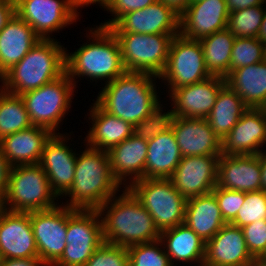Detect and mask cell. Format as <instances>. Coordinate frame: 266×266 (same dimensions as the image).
<instances>
[{
  "label": "cell",
  "mask_w": 266,
  "mask_h": 266,
  "mask_svg": "<svg viewBox=\"0 0 266 266\" xmlns=\"http://www.w3.org/2000/svg\"><path fill=\"white\" fill-rule=\"evenodd\" d=\"M123 190L98 209L104 242L128 248L160 239L161 232L150 213L128 188Z\"/></svg>",
  "instance_id": "6da1fadb"
},
{
  "label": "cell",
  "mask_w": 266,
  "mask_h": 266,
  "mask_svg": "<svg viewBox=\"0 0 266 266\" xmlns=\"http://www.w3.org/2000/svg\"><path fill=\"white\" fill-rule=\"evenodd\" d=\"M157 78L160 80L149 73L126 71L105 84L95 102L107 113L134 126L161 103L156 89Z\"/></svg>",
  "instance_id": "7a4b0ae2"
},
{
  "label": "cell",
  "mask_w": 266,
  "mask_h": 266,
  "mask_svg": "<svg viewBox=\"0 0 266 266\" xmlns=\"http://www.w3.org/2000/svg\"><path fill=\"white\" fill-rule=\"evenodd\" d=\"M81 153H77L73 185L64 195L70 199L63 205L73 209L98 210L117 195L121 186L111 173L107 151L86 146Z\"/></svg>",
  "instance_id": "3957f363"
},
{
  "label": "cell",
  "mask_w": 266,
  "mask_h": 266,
  "mask_svg": "<svg viewBox=\"0 0 266 266\" xmlns=\"http://www.w3.org/2000/svg\"><path fill=\"white\" fill-rule=\"evenodd\" d=\"M91 29L86 36L92 42L84 43L73 53H65L66 73L74 84L75 77H88L92 81L107 79L104 83L107 84L126 72L113 32L100 26Z\"/></svg>",
  "instance_id": "277c9868"
},
{
  "label": "cell",
  "mask_w": 266,
  "mask_h": 266,
  "mask_svg": "<svg viewBox=\"0 0 266 266\" xmlns=\"http://www.w3.org/2000/svg\"><path fill=\"white\" fill-rule=\"evenodd\" d=\"M54 38L41 39L1 77L3 90L15 95L38 89L66 72V49Z\"/></svg>",
  "instance_id": "5b68a950"
},
{
  "label": "cell",
  "mask_w": 266,
  "mask_h": 266,
  "mask_svg": "<svg viewBox=\"0 0 266 266\" xmlns=\"http://www.w3.org/2000/svg\"><path fill=\"white\" fill-rule=\"evenodd\" d=\"M59 199L39 164L15 165L10 168L4 208L13 212L47 210Z\"/></svg>",
  "instance_id": "8992f818"
},
{
  "label": "cell",
  "mask_w": 266,
  "mask_h": 266,
  "mask_svg": "<svg viewBox=\"0 0 266 266\" xmlns=\"http://www.w3.org/2000/svg\"><path fill=\"white\" fill-rule=\"evenodd\" d=\"M76 85L65 72L59 78L38 89L20 95L26 106L30 122L57 133L60 122L71 108Z\"/></svg>",
  "instance_id": "52a82bcc"
},
{
  "label": "cell",
  "mask_w": 266,
  "mask_h": 266,
  "mask_svg": "<svg viewBox=\"0 0 266 266\" xmlns=\"http://www.w3.org/2000/svg\"><path fill=\"white\" fill-rule=\"evenodd\" d=\"M127 188L150 213L160 232L184 223L186 199L170 179H140Z\"/></svg>",
  "instance_id": "ba28073f"
},
{
  "label": "cell",
  "mask_w": 266,
  "mask_h": 266,
  "mask_svg": "<svg viewBox=\"0 0 266 266\" xmlns=\"http://www.w3.org/2000/svg\"><path fill=\"white\" fill-rule=\"evenodd\" d=\"M103 243L102 221L98 210L67 207V245L52 266H85Z\"/></svg>",
  "instance_id": "9c48e42d"
},
{
  "label": "cell",
  "mask_w": 266,
  "mask_h": 266,
  "mask_svg": "<svg viewBox=\"0 0 266 266\" xmlns=\"http://www.w3.org/2000/svg\"><path fill=\"white\" fill-rule=\"evenodd\" d=\"M126 71L159 77L165 70L171 41L178 34L113 33Z\"/></svg>",
  "instance_id": "30bf717a"
},
{
  "label": "cell",
  "mask_w": 266,
  "mask_h": 266,
  "mask_svg": "<svg viewBox=\"0 0 266 266\" xmlns=\"http://www.w3.org/2000/svg\"><path fill=\"white\" fill-rule=\"evenodd\" d=\"M211 75L206 70L199 40L187 39L181 34L173 37L164 72L159 76L168 90L201 82ZM167 81V82H166Z\"/></svg>",
  "instance_id": "8fae6325"
},
{
  "label": "cell",
  "mask_w": 266,
  "mask_h": 266,
  "mask_svg": "<svg viewBox=\"0 0 266 266\" xmlns=\"http://www.w3.org/2000/svg\"><path fill=\"white\" fill-rule=\"evenodd\" d=\"M77 0H16L15 14L41 39L71 25L79 18ZM78 18V19H77Z\"/></svg>",
  "instance_id": "7c38bea8"
},
{
  "label": "cell",
  "mask_w": 266,
  "mask_h": 266,
  "mask_svg": "<svg viewBox=\"0 0 266 266\" xmlns=\"http://www.w3.org/2000/svg\"><path fill=\"white\" fill-rule=\"evenodd\" d=\"M30 222L38 256L47 266H52L67 245V206L62 203L47 210L32 211Z\"/></svg>",
  "instance_id": "4fadbf2b"
},
{
  "label": "cell",
  "mask_w": 266,
  "mask_h": 266,
  "mask_svg": "<svg viewBox=\"0 0 266 266\" xmlns=\"http://www.w3.org/2000/svg\"><path fill=\"white\" fill-rule=\"evenodd\" d=\"M109 29L113 33L180 34V14L161 1L127 12Z\"/></svg>",
  "instance_id": "5bb4252c"
},
{
  "label": "cell",
  "mask_w": 266,
  "mask_h": 266,
  "mask_svg": "<svg viewBox=\"0 0 266 266\" xmlns=\"http://www.w3.org/2000/svg\"><path fill=\"white\" fill-rule=\"evenodd\" d=\"M220 156L182 157L170 178L176 190L186 200L211 193L217 185L218 160Z\"/></svg>",
  "instance_id": "9a60e30c"
},
{
  "label": "cell",
  "mask_w": 266,
  "mask_h": 266,
  "mask_svg": "<svg viewBox=\"0 0 266 266\" xmlns=\"http://www.w3.org/2000/svg\"><path fill=\"white\" fill-rule=\"evenodd\" d=\"M68 138V139H67ZM69 137L53 133L44 145L39 165L46 173L52 191L61 198L73 185L76 149L66 144Z\"/></svg>",
  "instance_id": "2e32d148"
},
{
  "label": "cell",
  "mask_w": 266,
  "mask_h": 266,
  "mask_svg": "<svg viewBox=\"0 0 266 266\" xmlns=\"http://www.w3.org/2000/svg\"><path fill=\"white\" fill-rule=\"evenodd\" d=\"M225 84V78L210 76L201 82L168 90L173 116L206 119Z\"/></svg>",
  "instance_id": "e0dca14e"
},
{
  "label": "cell",
  "mask_w": 266,
  "mask_h": 266,
  "mask_svg": "<svg viewBox=\"0 0 266 266\" xmlns=\"http://www.w3.org/2000/svg\"><path fill=\"white\" fill-rule=\"evenodd\" d=\"M266 145V109L248 108L221 141L223 155H258Z\"/></svg>",
  "instance_id": "ac0fdd59"
},
{
  "label": "cell",
  "mask_w": 266,
  "mask_h": 266,
  "mask_svg": "<svg viewBox=\"0 0 266 266\" xmlns=\"http://www.w3.org/2000/svg\"><path fill=\"white\" fill-rule=\"evenodd\" d=\"M228 16L225 0L193 1L180 14V34L187 39L200 40L226 29Z\"/></svg>",
  "instance_id": "d6986e66"
},
{
  "label": "cell",
  "mask_w": 266,
  "mask_h": 266,
  "mask_svg": "<svg viewBox=\"0 0 266 266\" xmlns=\"http://www.w3.org/2000/svg\"><path fill=\"white\" fill-rule=\"evenodd\" d=\"M242 228L226 223L206 242L203 266H252Z\"/></svg>",
  "instance_id": "ffe728a7"
},
{
  "label": "cell",
  "mask_w": 266,
  "mask_h": 266,
  "mask_svg": "<svg viewBox=\"0 0 266 266\" xmlns=\"http://www.w3.org/2000/svg\"><path fill=\"white\" fill-rule=\"evenodd\" d=\"M0 250L6 258L39 257L30 212L4 210L0 215Z\"/></svg>",
  "instance_id": "44dd1931"
},
{
  "label": "cell",
  "mask_w": 266,
  "mask_h": 266,
  "mask_svg": "<svg viewBox=\"0 0 266 266\" xmlns=\"http://www.w3.org/2000/svg\"><path fill=\"white\" fill-rule=\"evenodd\" d=\"M170 128L183 157L221 155V140L207 119L174 116Z\"/></svg>",
  "instance_id": "7402d4cb"
},
{
  "label": "cell",
  "mask_w": 266,
  "mask_h": 266,
  "mask_svg": "<svg viewBox=\"0 0 266 266\" xmlns=\"http://www.w3.org/2000/svg\"><path fill=\"white\" fill-rule=\"evenodd\" d=\"M217 187L240 192L261 190L258 155H223L218 160Z\"/></svg>",
  "instance_id": "603a6c76"
},
{
  "label": "cell",
  "mask_w": 266,
  "mask_h": 266,
  "mask_svg": "<svg viewBox=\"0 0 266 266\" xmlns=\"http://www.w3.org/2000/svg\"><path fill=\"white\" fill-rule=\"evenodd\" d=\"M147 152V140L134 134L108 151L111 173L121 187L123 184L127 188L133 182L145 179Z\"/></svg>",
  "instance_id": "cb8c5ba5"
},
{
  "label": "cell",
  "mask_w": 266,
  "mask_h": 266,
  "mask_svg": "<svg viewBox=\"0 0 266 266\" xmlns=\"http://www.w3.org/2000/svg\"><path fill=\"white\" fill-rule=\"evenodd\" d=\"M53 133L44 127L30 128L7 135L0 140L2 153L8 164H39L44 145Z\"/></svg>",
  "instance_id": "d4e9b609"
},
{
  "label": "cell",
  "mask_w": 266,
  "mask_h": 266,
  "mask_svg": "<svg viewBox=\"0 0 266 266\" xmlns=\"http://www.w3.org/2000/svg\"><path fill=\"white\" fill-rule=\"evenodd\" d=\"M40 40L34 29L14 14L0 31V77L19 63Z\"/></svg>",
  "instance_id": "484cf974"
},
{
  "label": "cell",
  "mask_w": 266,
  "mask_h": 266,
  "mask_svg": "<svg viewBox=\"0 0 266 266\" xmlns=\"http://www.w3.org/2000/svg\"><path fill=\"white\" fill-rule=\"evenodd\" d=\"M90 109L92 128L84 140L87 146L108 152L134 134L132 124L107 113L96 102Z\"/></svg>",
  "instance_id": "4316f807"
},
{
  "label": "cell",
  "mask_w": 266,
  "mask_h": 266,
  "mask_svg": "<svg viewBox=\"0 0 266 266\" xmlns=\"http://www.w3.org/2000/svg\"><path fill=\"white\" fill-rule=\"evenodd\" d=\"M147 143L145 179H170L183 157L173 130L169 128Z\"/></svg>",
  "instance_id": "83f0119b"
},
{
  "label": "cell",
  "mask_w": 266,
  "mask_h": 266,
  "mask_svg": "<svg viewBox=\"0 0 266 266\" xmlns=\"http://www.w3.org/2000/svg\"><path fill=\"white\" fill-rule=\"evenodd\" d=\"M184 224L205 242L226 224L212 192L186 200Z\"/></svg>",
  "instance_id": "f1b7e54d"
},
{
  "label": "cell",
  "mask_w": 266,
  "mask_h": 266,
  "mask_svg": "<svg viewBox=\"0 0 266 266\" xmlns=\"http://www.w3.org/2000/svg\"><path fill=\"white\" fill-rule=\"evenodd\" d=\"M160 240L173 266L177 261L203 266L206 242L184 223L161 231Z\"/></svg>",
  "instance_id": "f546056e"
},
{
  "label": "cell",
  "mask_w": 266,
  "mask_h": 266,
  "mask_svg": "<svg viewBox=\"0 0 266 266\" xmlns=\"http://www.w3.org/2000/svg\"><path fill=\"white\" fill-rule=\"evenodd\" d=\"M248 108L266 109V61L237 68L225 77Z\"/></svg>",
  "instance_id": "4dcf8cb0"
},
{
  "label": "cell",
  "mask_w": 266,
  "mask_h": 266,
  "mask_svg": "<svg viewBox=\"0 0 266 266\" xmlns=\"http://www.w3.org/2000/svg\"><path fill=\"white\" fill-rule=\"evenodd\" d=\"M247 109L242 98L225 84L220 89L213 109L206 119L213 132L222 141Z\"/></svg>",
  "instance_id": "1f68e13d"
},
{
  "label": "cell",
  "mask_w": 266,
  "mask_h": 266,
  "mask_svg": "<svg viewBox=\"0 0 266 266\" xmlns=\"http://www.w3.org/2000/svg\"><path fill=\"white\" fill-rule=\"evenodd\" d=\"M234 40L227 28L199 40L206 70L211 76L225 78L229 74Z\"/></svg>",
  "instance_id": "d6a6232c"
},
{
  "label": "cell",
  "mask_w": 266,
  "mask_h": 266,
  "mask_svg": "<svg viewBox=\"0 0 266 266\" xmlns=\"http://www.w3.org/2000/svg\"><path fill=\"white\" fill-rule=\"evenodd\" d=\"M32 126L24 101L0 87V140Z\"/></svg>",
  "instance_id": "836d02e7"
},
{
  "label": "cell",
  "mask_w": 266,
  "mask_h": 266,
  "mask_svg": "<svg viewBox=\"0 0 266 266\" xmlns=\"http://www.w3.org/2000/svg\"><path fill=\"white\" fill-rule=\"evenodd\" d=\"M265 5L229 13L227 29L235 37L257 38L265 13Z\"/></svg>",
  "instance_id": "e575fe53"
},
{
  "label": "cell",
  "mask_w": 266,
  "mask_h": 266,
  "mask_svg": "<svg viewBox=\"0 0 266 266\" xmlns=\"http://www.w3.org/2000/svg\"><path fill=\"white\" fill-rule=\"evenodd\" d=\"M127 250L129 266H173L160 239L133 245Z\"/></svg>",
  "instance_id": "d590c367"
},
{
  "label": "cell",
  "mask_w": 266,
  "mask_h": 266,
  "mask_svg": "<svg viewBox=\"0 0 266 266\" xmlns=\"http://www.w3.org/2000/svg\"><path fill=\"white\" fill-rule=\"evenodd\" d=\"M264 61L263 42L258 38L237 37L231 52L230 72Z\"/></svg>",
  "instance_id": "8d00e7d4"
},
{
  "label": "cell",
  "mask_w": 266,
  "mask_h": 266,
  "mask_svg": "<svg viewBox=\"0 0 266 266\" xmlns=\"http://www.w3.org/2000/svg\"><path fill=\"white\" fill-rule=\"evenodd\" d=\"M260 220H266V192L245 193V201L231 224L242 228Z\"/></svg>",
  "instance_id": "74e56055"
},
{
  "label": "cell",
  "mask_w": 266,
  "mask_h": 266,
  "mask_svg": "<svg viewBox=\"0 0 266 266\" xmlns=\"http://www.w3.org/2000/svg\"><path fill=\"white\" fill-rule=\"evenodd\" d=\"M162 106L163 104H160L148 116L133 126L135 136L148 141L171 127V122L174 117L172 110L164 113Z\"/></svg>",
  "instance_id": "f35d334b"
},
{
  "label": "cell",
  "mask_w": 266,
  "mask_h": 266,
  "mask_svg": "<svg viewBox=\"0 0 266 266\" xmlns=\"http://www.w3.org/2000/svg\"><path fill=\"white\" fill-rule=\"evenodd\" d=\"M85 266H129L128 250L104 242L94 251Z\"/></svg>",
  "instance_id": "ab89813d"
},
{
  "label": "cell",
  "mask_w": 266,
  "mask_h": 266,
  "mask_svg": "<svg viewBox=\"0 0 266 266\" xmlns=\"http://www.w3.org/2000/svg\"><path fill=\"white\" fill-rule=\"evenodd\" d=\"M221 211V215L226 223H231L237 215L245 201V192L215 187L212 190Z\"/></svg>",
  "instance_id": "60d3db41"
},
{
  "label": "cell",
  "mask_w": 266,
  "mask_h": 266,
  "mask_svg": "<svg viewBox=\"0 0 266 266\" xmlns=\"http://www.w3.org/2000/svg\"><path fill=\"white\" fill-rule=\"evenodd\" d=\"M248 251L254 258L266 251V220L253 222L242 227Z\"/></svg>",
  "instance_id": "b9f144b4"
},
{
  "label": "cell",
  "mask_w": 266,
  "mask_h": 266,
  "mask_svg": "<svg viewBox=\"0 0 266 266\" xmlns=\"http://www.w3.org/2000/svg\"><path fill=\"white\" fill-rule=\"evenodd\" d=\"M156 1L158 0H114L107 9L108 12H111V16H114V18L112 17L109 21H105L99 26L109 28L125 13L144 9Z\"/></svg>",
  "instance_id": "7bdbcfd3"
},
{
  "label": "cell",
  "mask_w": 266,
  "mask_h": 266,
  "mask_svg": "<svg viewBox=\"0 0 266 266\" xmlns=\"http://www.w3.org/2000/svg\"><path fill=\"white\" fill-rule=\"evenodd\" d=\"M11 166L6 161L0 147V198H4L8 188V176Z\"/></svg>",
  "instance_id": "ee69618b"
},
{
  "label": "cell",
  "mask_w": 266,
  "mask_h": 266,
  "mask_svg": "<svg viewBox=\"0 0 266 266\" xmlns=\"http://www.w3.org/2000/svg\"><path fill=\"white\" fill-rule=\"evenodd\" d=\"M15 14V2L12 0H0V31Z\"/></svg>",
  "instance_id": "f6af8a7d"
},
{
  "label": "cell",
  "mask_w": 266,
  "mask_h": 266,
  "mask_svg": "<svg viewBox=\"0 0 266 266\" xmlns=\"http://www.w3.org/2000/svg\"><path fill=\"white\" fill-rule=\"evenodd\" d=\"M1 266H47L39 257L6 258Z\"/></svg>",
  "instance_id": "bcb514c9"
},
{
  "label": "cell",
  "mask_w": 266,
  "mask_h": 266,
  "mask_svg": "<svg viewBox=\"0 0 266 266\" xmlns=\"http://www.w3.org/2000/svg\"><path fill=\"white\" fill-rule=\"evenodd\" d=\"M229 13L253 6H263L264 0H225Z\"/></svg>",
  "instance_id": "7dc6e473"
},
{
  "label": "cell",
  "mask_w": 266,
  "mask_h": 266,
  "mask_svg": "<svg viewBox=\"0 0 266 266\" xmlns=\"http://www.w3.org/2000/svg\"><path fill=\"white\" fill-rule=\"evenodd\" d=\"M172 7L178 14H181L191 3V0H159Z\"/></svg>",
  "instance_id": "c3c4849f"
},
{
  "label": "cell",
  "mask_w": 266,
  "mask_h": 266,
  "mask_svg": "<svg viewBox=\"0 0 266 266\" xmlns=\"http://www.w3.org/2000/svg\"><path fill=\"white\" fill-rule=\"evenodd\" d=\"M113 1L114 0H77V6L79 9V8L84 7L85 5L87 7L91 4L94 5V3H96V4H99L100 7L102 6V8L106 10L113 3Z\"/></svg>",
  "instance_id": "681fc988"
},
{
  "label": "cell",
  "mask_w": 266,
  "mask_h": 266,
  "mask_svg": "<svg viewBox=\"0 0 266 266\" xmlns=\"http://www.w3.org/2000/svg\"><path fill=\"white\" fill-rule=\"evenodd\" d=\"M258 156L261 163V190L266 192V151L263 150Z\"/></svg>",
  "instance_id": "f907efd6"
},
{
  "label": "cell",
  "mask_w": 266,
  "mask_h": 266,
  "mask_svg": "<svg viewBox=\"0 0 266 266\" xmlns=\"http://www.w3.org/2000/svg\"><path fill=\"white\" fill-rule=\"evenodd\" d=\"M257 38L262 42L266 40V5H265V13H264L263 21L260 26Z\"/></svg>",
  "instance_id": "816d5d0a"
},
{
  "label": "cell",
  "mask_w": 266,
  "mask_h": 266,
  "mask_svg": "<svg viewBox=\"0 0 266 266\" xmlns=\"http://www.w3.org/2000/svg\"><path fill=\"white\" fill-rule=\"evenodd\" d=\"M252 266H266V261L261 259L260 257L255 258V260L252 263Z\"/></svg>",
  "instance_id": "f5cc1de1"
},
{
  "label": "cell",
  "mask_w": 266,
  "mask_h": 266,
  "mask_svg": "<svg viewBox=\"0 0 266 266\" xmlns=\"http://www.w3.org/2000/svg\"><path fill=\"white\" fill-rule=\"evenodd\" d=\"M5 210L4 208V202H3V199L0 198V215L2 214V212Z\"/></svg>",
  "instance_id": "db71d44e"
},
{
  "label": "cell",
  "mask_w": 266,
  "mask_h": 266,
  "mask_svg": "<svg viewBox=\"0 0 266 266\" xmlns=\"http://www.w3.org/2000/svg\"><path fill=\"white\" fill-rule=\"evenodd\" d=\"M263 49H264V60L266 61V40L263 41Z\"/></svg>",
  "instance_id": "11a10c76"
},
{
  "label": "cell",
  "mask_w": 266,
  "mask_h": 266,
  "mask_svg": "<svg viewBox=\"0 0 266 266\" xmlns=\"http://www.w3.org/2000/svg\"><path fill=\"white\" fill-rule=\"evenodd\" d=\"M3 261H4V257H3L2 251L0 250V266L2 265Z\"/></svg>",
  "instance_id": "9f6ffc18"
},
{
  "label": "cell",
  "mask_w": 266,
  "mask_h": 266,
  "mask_svg": "<svg viewBox=\"0 0 266 266\" xmlns=\"http://www.w3.org/2000/svg\"><path fill=\"white\" fill-rule=\"evenodd\" d=\"M260 258L266 261V251L264 252V254Z\"/></svg>",
  "instance_id": "6f0895ef"
}]
</instances>
